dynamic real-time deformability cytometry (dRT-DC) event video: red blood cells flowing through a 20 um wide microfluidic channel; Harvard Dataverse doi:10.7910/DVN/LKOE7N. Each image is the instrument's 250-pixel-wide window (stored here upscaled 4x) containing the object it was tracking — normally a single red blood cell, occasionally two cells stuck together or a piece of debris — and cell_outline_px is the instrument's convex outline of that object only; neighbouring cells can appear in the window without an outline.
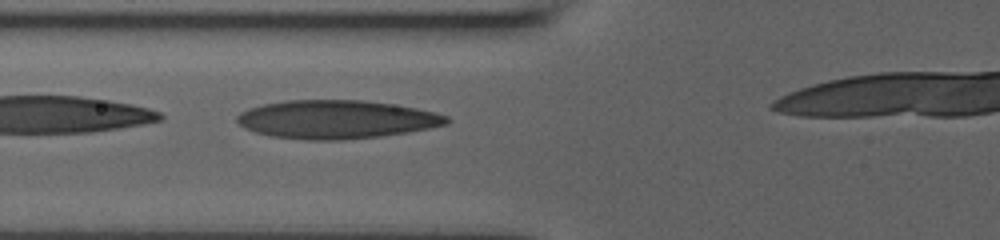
{"species": "human", "species_latin": "Homo sapiens", "temperature_condition": "room temperature", "stored_images_in_passage": 5, "camera_frame_rate_fps": 3000, "um_per_image_px": 0.085, "donor": {"sex": "male"}, "frame": {"image": 1, "passage_image": 4, "time_ms": 1.333, "image_size_px": [1000, 240], "cell_outline_px": [[452, 120], [448, 124], [428, 128], [380, 136], [340, 140], [308, 140], [272, 136], [256, 132], [244, 128], [236, 120], [236, 116], [240, 112], [248, 108], [264, 104], [284, 100], [364, 100], [392, 104], [416, 108], [436, 112], [448, 116]], "centroid_in_image_um": [28.59, 10.14], "position_along_channel_um": 97.2, "area_um2": 46.93}}